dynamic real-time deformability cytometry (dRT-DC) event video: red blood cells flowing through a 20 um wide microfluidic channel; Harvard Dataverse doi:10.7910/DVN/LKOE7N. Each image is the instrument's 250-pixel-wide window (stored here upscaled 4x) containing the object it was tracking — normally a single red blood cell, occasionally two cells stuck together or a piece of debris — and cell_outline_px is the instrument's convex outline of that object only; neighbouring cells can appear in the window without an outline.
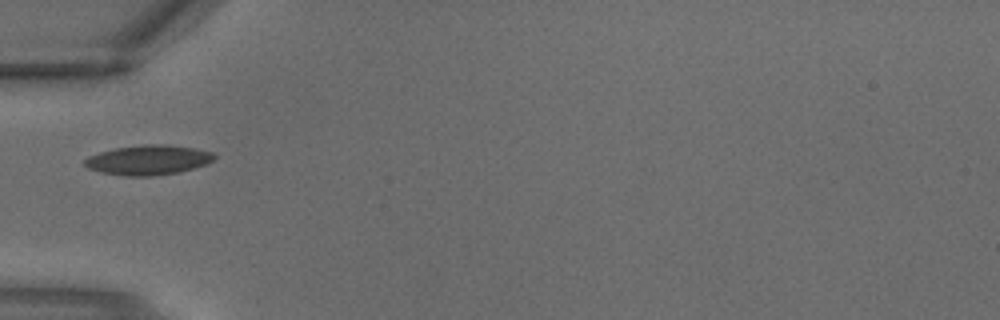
{"species": "common noctule bat (a hibernating species)", "species_latin": "Nyctalus noctula", "temperature_condition": "warm", "stored_images_in_passage": 1, "camera_frame_rate_fps": 3000, "um_per_image_px": 0.085, "animal": {"sex": "male", "body_mass_g": 18.8}, "frame": {"image": 1, "passage_image": 1, "time_ms": 0.0, "image_size_px": [1000, 320], "cell_outline_px": [[216, 156], [208, 164], [180, 172], [152, 176], [124, 176], [100, 172], [88, 168], [84, 164], [84, 160], [88, 156], [100, 152], [116, 148], [144, 144], [164, 144], [196, 148], [212, 152]], "centroid_in_image_um": [12.61, 13.6], "position_along_channel_um": 72.4, "area_um2": 22.6}}